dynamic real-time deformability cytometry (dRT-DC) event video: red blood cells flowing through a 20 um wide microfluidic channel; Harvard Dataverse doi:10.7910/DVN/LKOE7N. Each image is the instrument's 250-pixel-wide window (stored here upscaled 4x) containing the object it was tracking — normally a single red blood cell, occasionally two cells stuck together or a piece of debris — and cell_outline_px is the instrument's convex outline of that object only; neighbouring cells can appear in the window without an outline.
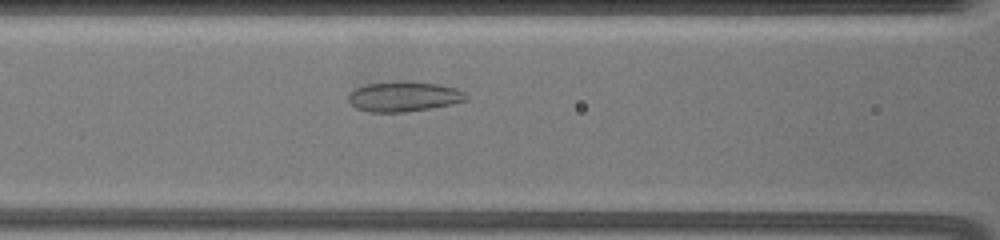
{"species": "common noctule bat (a hibernating species)", "species_latin": "Nyctalus noctula", "temperature_condition": "warm", "stored_images_in_passage": 27, "camera_frame_rate_fps": 3000, "um_per_image_px": 0.085, "animal": {"sex": "female", "body_mass_g": 19.5, "forearm_length_mm": 54.1}, "frame": {"image": 1, "passage_image": 6, "time_ms": 1.667, "image_size_px": [1000, 240], "cell_outline_px": [[468, 100], [452, 104], [404, 112], [368, 112], [356, 108], [348, 100], [348, 92], [364, 84], [396, 80], [408, 80], [440, 84], [456, 88], [464, 92], [468, 96]], "centroid_in_image_um": [34.31, 8.18], "position_along_channel_um": 132.3, "area_um2": 21.04}}
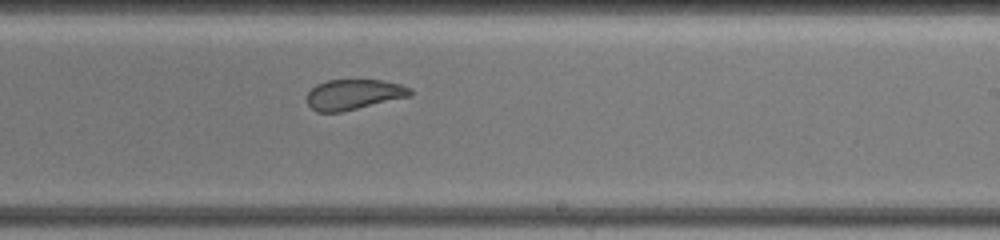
{"frame": {"image": 2, "passage_image": 17, "time_ms": 5.333, "image_size_px": [1000, 240], "cell_outline_px": [[412, 96], [340, 112], [316, 112], [308, 104], [308, 92], [316, 84], [328, 80], [384, 80], [400, 84], [408, 88], [412, 92]], "centroid_in_image_um": [30.07, 8.03], "position_along_channel_um": 258.9, "area_um2": 18.15}}
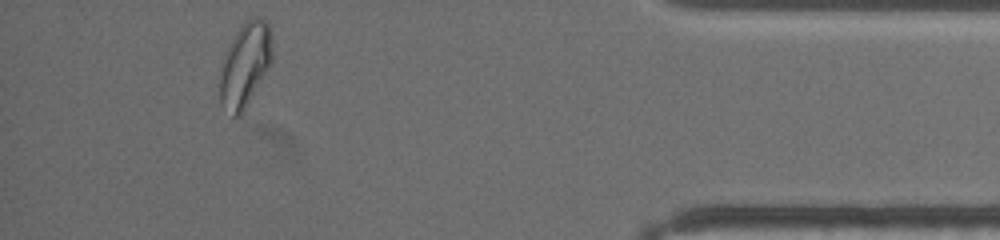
{"frame": {"image": 3, "passage_image": 26, "time_ms": 11.0, "image_size_px": [1000, 240], "cell_outline_px": [[272, 60], [268, 68], [240, 116], [232, 116], [220, 104], [220, 80], [224, 60], [228, 48], [232, 40], [240, 28], [252, 16], [264, 16], [268, 20], [272, 40]], "centroid_in_image_um": [20.87, 5.47], "position_along_channel_um": 414.3, "area_um2": 25.2}}